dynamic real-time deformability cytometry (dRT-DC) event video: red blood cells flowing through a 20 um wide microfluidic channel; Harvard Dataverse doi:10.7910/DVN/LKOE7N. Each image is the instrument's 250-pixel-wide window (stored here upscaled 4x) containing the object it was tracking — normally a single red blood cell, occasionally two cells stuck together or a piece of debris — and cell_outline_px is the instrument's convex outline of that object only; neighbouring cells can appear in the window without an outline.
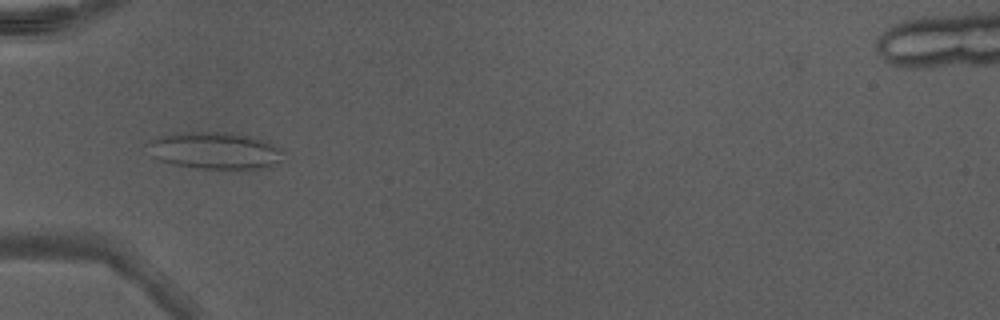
{"species": "Egyptian fruit bat (a non-hibernating species)", "species_latin": "Rousettus aegyptiacus", "temperature_condition": "warm", "stored_images_in_passage": 49, "camera_frame_rate_fps": 3000, "um_per_image_px": 0.085, "animal": {"sex": "male"}, "frame": {"image": 1, "passage_image": 18, "time_ms": 5.667, "image_size_px": [1000, 320], "cell_outline_px": [[284, 160], [268, 168], [232, 172], [200, 168], [176, 164], [160, 160], [152, 156], [144, 144], [160, 136], [192, 132], [224, 132], [268, 140], [284, 152]], "centroid_in_image_um": [18.36, 12.85], "position_along_channel_um": 66.6, "area_um2": 30.0}}
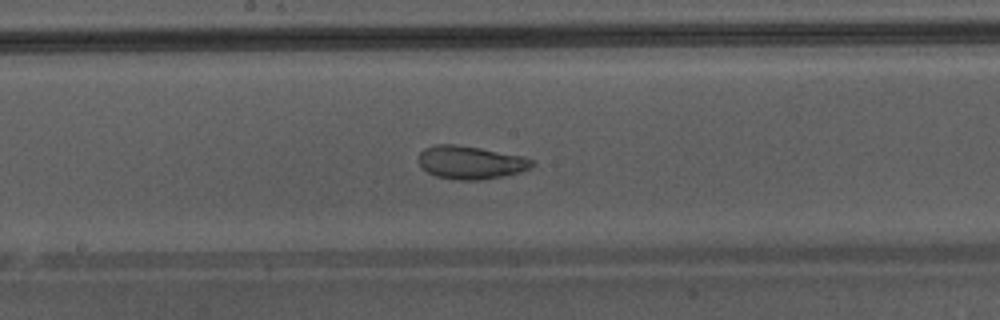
{"frame": {"image": 2, "passage_image": 28, "time_ms": 9.0, "image_size_px": [1000, 320], "cell_outline_px": [[536, 164], [532, 168], [504, 176], [480, 180], [456, 180], [436, 176], [420, 168], [420, 152], [424, 148], [436, 144], [456, 144], [480, 148], [524, 156], [532, 160]], "centroid_in_image_um": [40.01, 13.81], "position_along_channel_um": 208.2, "area_um2": 22.02}}
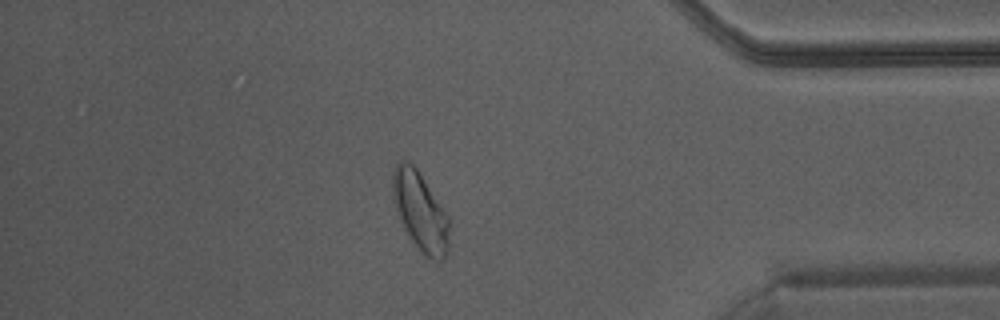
{"frame": {"image": 3, "passage_image": 43, "time_ms": 14.0, "image_size_px": [1000, 320], "cell_outline_px": [[448, 256], [444, 260], [432, 260], [424, 256], [412, 240], [404, 228], [396, 212], [392, 196], [392, 176], [396, 164], [404, 160], [412, 164], [416, 168], [448, 216]], "centroid_in_image_um": [35.71, 18.01], "position_along_channel_um": 399.5, "area_um2": 25.72}, "authors_computed_cell_mechanics": {"area_um2": 26.9348, "velocity_mm_per_s": 4.3384, "shape_relaxation_time_tau1_ms": 7.2445, "shape_relaxation_time_tau2_ms": 1.1148, "deformation_change_tau1": 0.1776, "deformation_change_tau2": 0.0618}}